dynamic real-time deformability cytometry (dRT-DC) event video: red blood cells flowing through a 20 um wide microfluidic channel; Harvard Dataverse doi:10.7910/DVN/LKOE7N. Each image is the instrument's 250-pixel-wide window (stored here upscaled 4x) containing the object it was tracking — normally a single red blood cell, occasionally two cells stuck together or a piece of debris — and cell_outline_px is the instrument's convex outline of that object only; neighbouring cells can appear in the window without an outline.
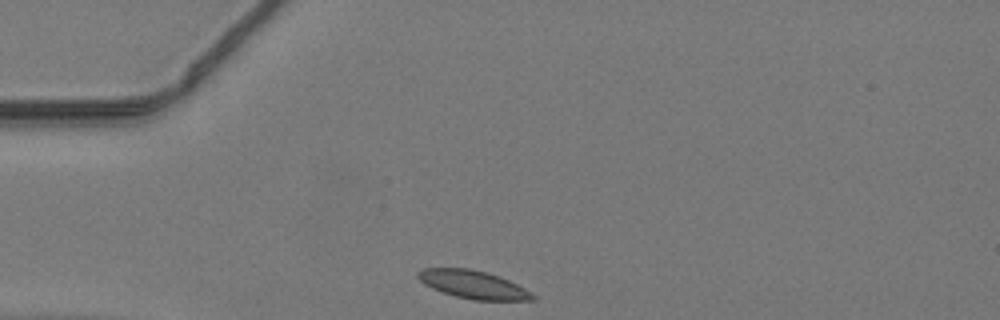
{"species": "common noctule bat (a hibernating species)", "species_latin": "Nyctalus noctula", "temperature_condition": "warm", "stored_images_in_passage": 36, "camera_frame_rate_fps": 3000, "um_per_image_px": 0.085, "animal": {"sex": "male", "body_mass_g": 19.2, "forearm_length_mm": 51.8}, "frame": {"image": 1, "passage_image": 1, "time_ms": 0.0, "image_size_px": [1000, 320], "cell_outline_px": [[536, 300], [472, 300], [456, 296], [432, 288], [424, 284], [416, 276], [416, 272], [424, 268], [472, 268], [508, 280], [532, 292], [536, 296]], "centroid_in_image_um": [40.21, 24.19], "position_along_channel_um": 44.8, "area_um2": 18.61}}
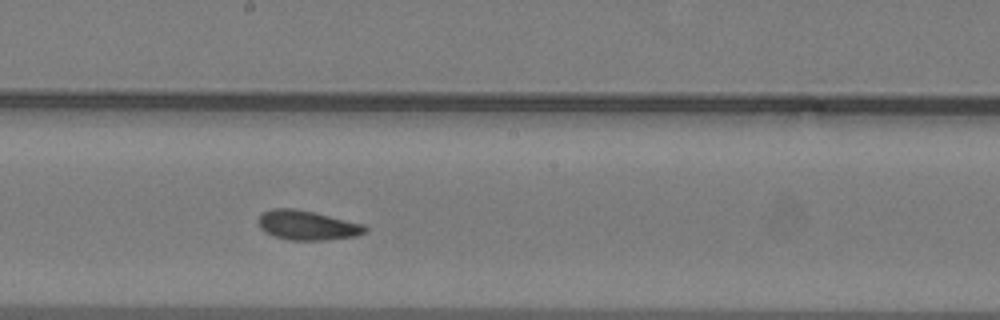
{"frame": {"image": 2, "passage_image": 15, "time_ms": 4.667, "image_size_px": [1000, 320], "cell_outline_px": [[368, 232], [356, 236], [328, 240], [288, 240], [264, 232], [256, 224], [256, 220], [264, 212], [272, 208], [292, 208], [312, 212], [364, 224], [368, 228]], "centroid_in_image_um": [26.1, 19.16], "position_along_channel_um": 222.1, "area_um2": 18.44}}
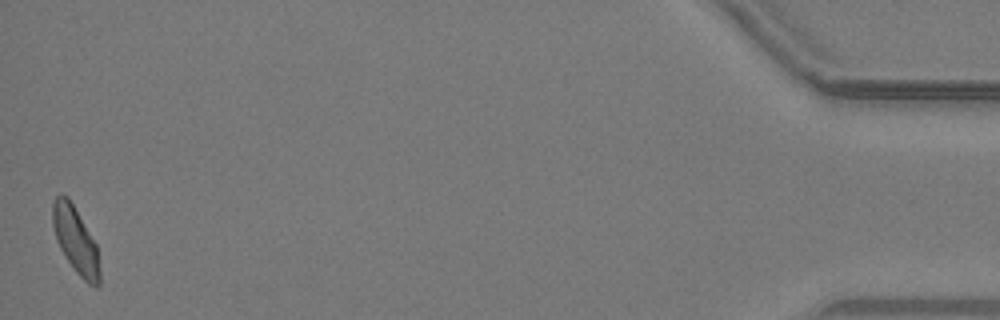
{"frame": {"image": 3, "passage_image": 36, "time_ms": 11.667, "image_size_px": [1000, 320], "cell_outline_px": [[100, 284], [96, 288], [88, 284], [76, 272], [64, 256], [56, 240], [52, 224], [52, 200], [56, 196], [68, 196], [96, 244], [100, 272]], "centroid_in_image_um": [6.41, 20.44], "position_along_channel_um": 428.8, "area_um2": 18.15}}